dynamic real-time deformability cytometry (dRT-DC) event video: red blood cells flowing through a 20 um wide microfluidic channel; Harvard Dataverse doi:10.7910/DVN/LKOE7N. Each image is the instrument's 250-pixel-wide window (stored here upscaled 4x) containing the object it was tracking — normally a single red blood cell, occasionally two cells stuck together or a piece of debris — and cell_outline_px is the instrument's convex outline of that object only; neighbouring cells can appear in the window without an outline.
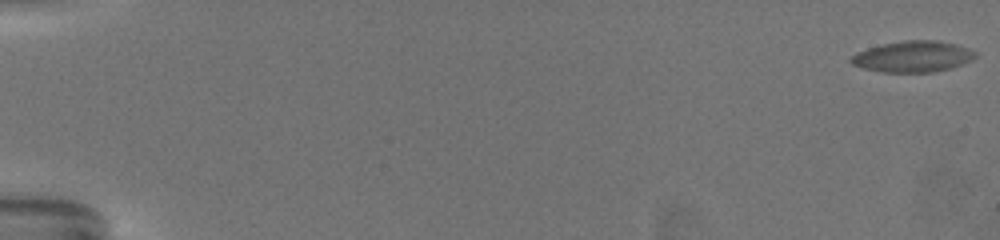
{"species": "common noctule bat (a hibernating species)", "species_latin": "Nyctalus noctula", "temperature_condition": "warm", "stored_images_in_passage": 66, "camera_frame_rate_fps": 3000, "um_per_image_px": 0.085, "animal": {"sex": "female", "body_mass_g": 19.5, "forearm_length_mm": 54.1}, "frame": {"image": 1, "passage_image": 1, "time_ms": 0.0, "image_size_px": [1000, 240], "cell_outline_px": [[976, 56], [960, 64], [948, 68], [932, 72], [884, 72], [864, 68], [852, 64], [848, 60], [856, 52], [868, 48], [884, 44], [904, 40], [936, 40], [952, 44], [976, 52]], "centroid_in_image_um": [77.51, 4.81], "position_along_channel_um": 7.5, "area_um2": 21.96}}
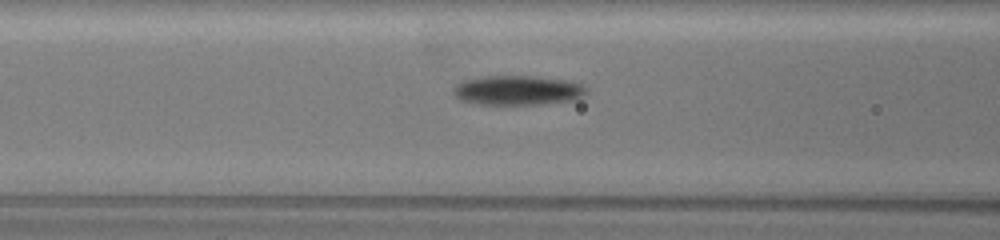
{"frame": {"image": 2, "passage_image": 30, "time_ms": 9.667, "image_size_px": [1000, 240], "cell_outline_px": [[588, 88], [584, 96], [572, 100], [540, 104], [480, 104], [460, 100], [452, 92], [456, 84], [464, 80], [488, 76], [528, 76], [564, 80], [580, 84]], "centroid_in_image_um": [43.98, 7.68], "position_along_channel_um": 122.6, "area_um2": 22.6}}
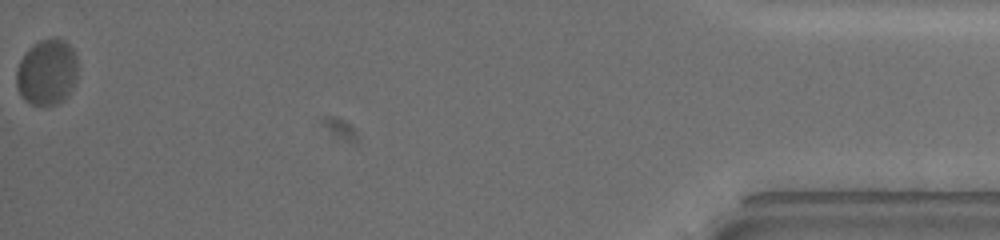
{"frame": {"image": 3, "passage_image": 66, "time_ms": 21.667, "image_size_px": [1000, 240], "cell_outline_px": [[76, 80], [68, 96], [64, 100], [56, 104], [32, 104], [24, 100], [16, 84], [16, 72], [20, 60], [28, 48], [40, 40], [64, 40], [72, 48], [76, 56]], "centroid_in_image_um": [3.98, 6.15], "position_along_channel_um": 431.2, "area_um2": 23.24}, "authors_computed_cell_mechanics": {"area_um2": 21.7906, "velocity_mm_per_s": 3.3013, "shape_relaxation_time_tau1_ms": 8.6876, "shape_relaxation_time_tau2_ms": null, "deformation_change_tau1": 0.2089, "deformation_change_tau2": null}}